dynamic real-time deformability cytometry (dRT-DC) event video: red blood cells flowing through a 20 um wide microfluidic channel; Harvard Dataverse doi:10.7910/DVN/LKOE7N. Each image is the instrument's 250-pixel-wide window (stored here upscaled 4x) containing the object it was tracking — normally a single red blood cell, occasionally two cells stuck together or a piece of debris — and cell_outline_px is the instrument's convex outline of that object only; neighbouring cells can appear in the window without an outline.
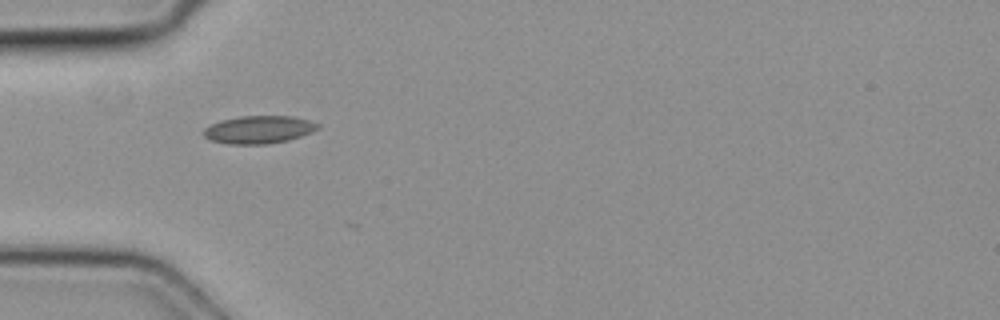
{"species": "common noctule bat (a hibernating species)", "species_latin": "Nyctalus noctula", "temperature_condition": "cold", "stored_images_in_passage": 3, "camera_frame_rate_fps": 3000, "um_per_image_px": 0.085, "animal": {"sex": "female", "body_mass_g": 19.3, "forearm_length_mm": 54.1}, "frame": {"image": 1, "passage_image": 1, "time_ms": 0.0, "image_size_px": [1000, 320], "cell_outline_px": [[320, 128], [312, 132], [288, 140], [268, 144], [228, 144], [212, 140], [204, 136], [204, 128], [220, 120], [240, 116], [292, 116], [308, 120], [320, 124]], "centroid_in_image_um": [22.02, 11.01], "position_along_channel_um": 63.0, "area_um2": 18.44}}
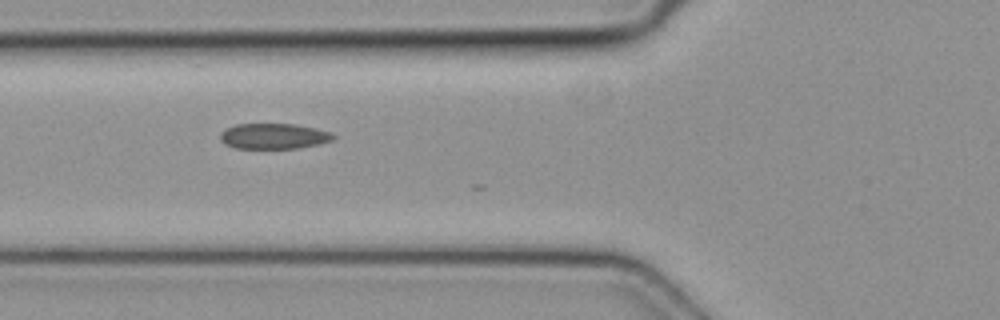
{"frame": {"image": 2, "passage_image": 2, "time_ms": 0.333, "image_size_px": [1000, 320], "cell_outline_px": [[336, 136], [332, 140], [320, 144], [296, 148], [236, 148], [224, 144], [220, 140], [220, 132], [236, 124], [292, 124], [316, 128], [328, 132]], "centroid_in_image_um": [23.25, 11.57], "position_along_channel_um": 102.6, "area_um2": 16.7}}